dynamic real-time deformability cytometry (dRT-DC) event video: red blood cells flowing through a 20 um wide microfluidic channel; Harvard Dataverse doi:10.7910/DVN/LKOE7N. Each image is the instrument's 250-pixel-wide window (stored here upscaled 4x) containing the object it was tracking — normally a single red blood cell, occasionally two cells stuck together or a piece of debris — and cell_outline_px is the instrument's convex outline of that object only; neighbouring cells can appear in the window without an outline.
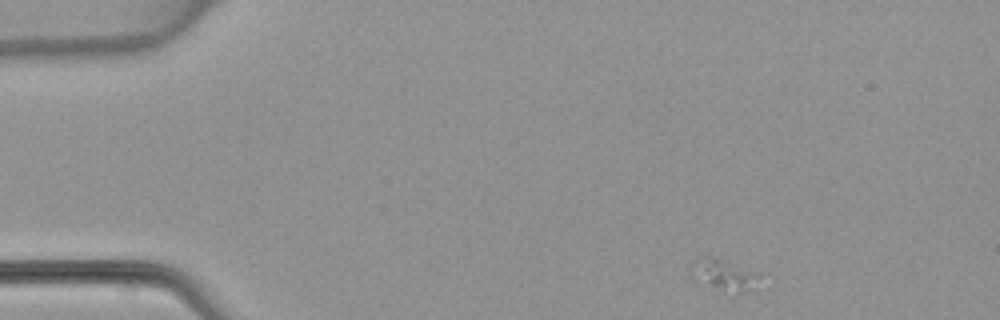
{"species": "common noctule bat (a hibernating species)", "species_latin": "Nyctalus noctula", "temperature_condition": "warm", "stored_images_in_passage": 43, "camera_frame_rate_fps": 3000, "um_per_image_px": 0.085, "animal": {"sex": "female", "body_mass_g": 22.7, "forearm_length_mm": 54.2}, "frame": {"image": 1, "passage_image": 1, "time_ms": 0.0, "image_size_px": [1000, 320], "cell_outline_px": [[760, 272], [752, 288], [736, 296], [692, 276], [692, 260], [696, 256], [712, 256]], "centroid_in_image_um": [61.54, 23.33], "position_along_channel_um": 23.5, "area_um2": 12.25}}
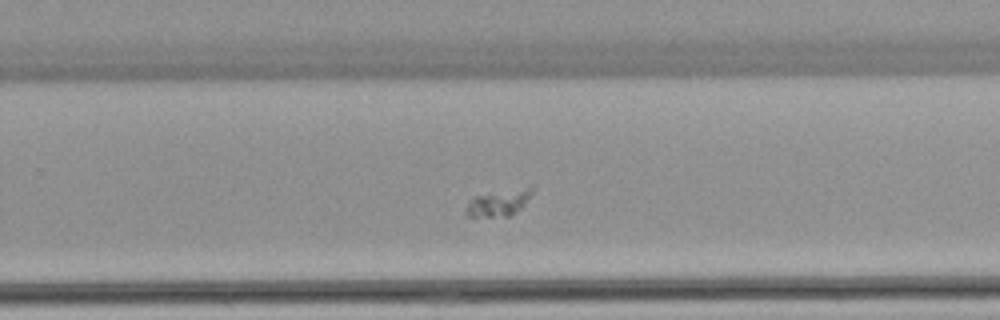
{"frame": {"image": 2, "passage_image": 26, "time_ms": 8.333, "image_size_px": [1000, 320], "cell_outline_px": [[536, 188], [520, 208], [512, 216], [468, 216], [468, 200], [472, 196], [532, 184], [536, 184]], "centroid_in_image_um": [42.49, 17.16], "position_along_channel_um": 287.3, "area_um2": 10.4}}
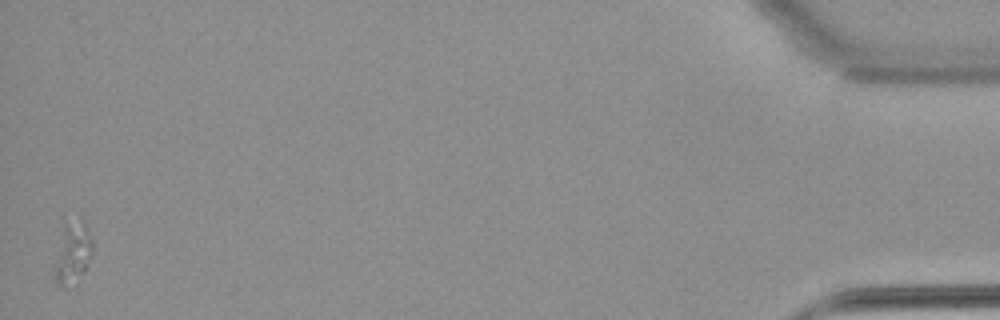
{"frame": {"image": 3, "passage_image": 43, "time_ms": 14.0, "image_size_px": [1000, 320], "cell_outline_px": [[92, 252], [84, 272], [64, 288], [60, 288], [52, 280], [64, 224], [84, 224], [92, 240]], "centroid_in_image_um": [6.15, 21.62], "position_along_channel_um": 429.1, "area_um2": 12.72}}